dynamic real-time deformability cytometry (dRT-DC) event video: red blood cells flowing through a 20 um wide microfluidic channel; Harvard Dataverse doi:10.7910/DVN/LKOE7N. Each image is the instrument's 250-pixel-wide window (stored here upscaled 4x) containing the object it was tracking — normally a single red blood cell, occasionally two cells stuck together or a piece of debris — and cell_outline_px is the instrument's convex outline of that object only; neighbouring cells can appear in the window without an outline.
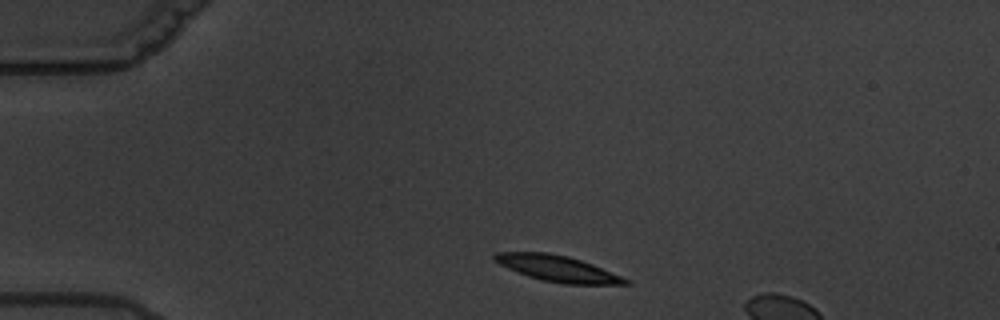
{"species": "common noctule bat (a hibernating species)", "species_latin": "Nyctalus noctula", "temperature_condition": "warm", "stored_images_in_passage": 3, "camera_frame_rate_fps": 3000, "um_per_image_px": 0.085, "animal": {"sex": "male", "body_mass_g": 19.5, "forearm_length_mm": 54.6}, "frame": {"image": 1, "passage_image": 1, "time_ms": 0.0, "image_size_px": [1000, 320], "cell_outline_px": [[632, 284], [564, 284], [544, 280], [528, 276], [508, 268], [492, 260], [492, 256], [496, 252], [548, 252], [568, 256], [592, 264], [632, 280]], "centroid_in_image_um": [47.41, 22.82], "position_along_channel_um": 37.6, "area_um2": 19.83}}